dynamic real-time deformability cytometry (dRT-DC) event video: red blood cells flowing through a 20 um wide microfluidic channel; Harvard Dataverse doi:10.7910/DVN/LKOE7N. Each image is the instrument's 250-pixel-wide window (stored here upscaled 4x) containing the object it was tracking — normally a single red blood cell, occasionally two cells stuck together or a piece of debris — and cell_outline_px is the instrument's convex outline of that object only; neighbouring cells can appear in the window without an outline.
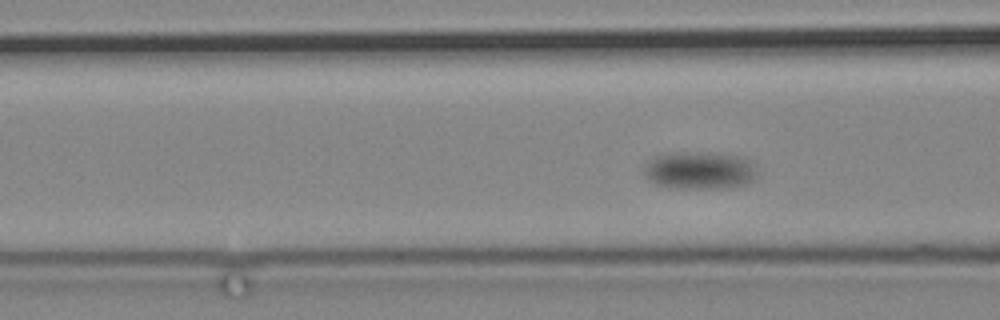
{"species": "common noctule bat (a hibernating species)", "species_latin": "Nyctalus noctula", "temperature_condition": "cold", "stored_images_in_passage": 25, "camera_frame_rate_fps": 3000, "um_per_image_px": 0.085, "animal": {"sex": "male", "body_mass_g": 19.2, "forearm_length_mm": 51.8}, "frame": {"image": 1, "passage_image": 8, "time_ms": 2.333, "image_size_px": [1000, 320], "cell_outline_px": [[756, 176], [752, 180], [744, 184], [716, 188], [668, 188], [656, 184], [648, 180], [644, 176], [644, 172], [652, 156], [680, 152], [688, 152], [736, 156], [744, 160], [748, 164]], "centroid_in_image_um": [59.32, 14.51], "position_along_channel_um": 107.3, "area_um2": 23.81}}
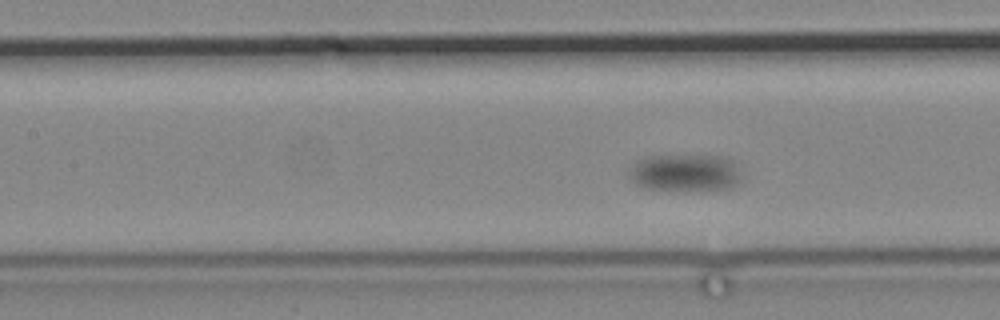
{"frame": {"image": 2, "passage_image": 14, "time_ms": 4.333, "image_size_px": [1000, 320], "cell_outline_px": [[740, 180], [732, 188], [648, 188], [636, 184], [628, 176], [636, 160], [644, 156], [728, 156], [736, 164], [740, 176]], "centroid_in_image_um": [58.24, 14.63], "position_along_channel_um": 149.2, "area_um2": 23.58}}
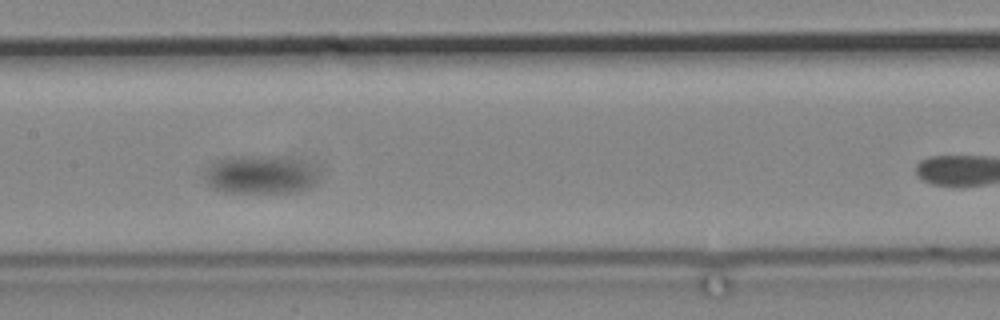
{"frame": {"image": 3, "passage_image": 19, "time_ms": 6.0, "image_size_px": [1000, 320], "cell_outline_px": [[316, 184], [312, 188], [300, 192], [224, 192], [212, 188], [204, 180], [200, 172], [216, 160], [240, 156], [248, 156], [288, 160], [304, 164], [308, 168], [316, 180]], "centroid_in_image_um": [21.94, 14.91], "position_along_channel_um": 185.5, "area_um2": 24.62}}